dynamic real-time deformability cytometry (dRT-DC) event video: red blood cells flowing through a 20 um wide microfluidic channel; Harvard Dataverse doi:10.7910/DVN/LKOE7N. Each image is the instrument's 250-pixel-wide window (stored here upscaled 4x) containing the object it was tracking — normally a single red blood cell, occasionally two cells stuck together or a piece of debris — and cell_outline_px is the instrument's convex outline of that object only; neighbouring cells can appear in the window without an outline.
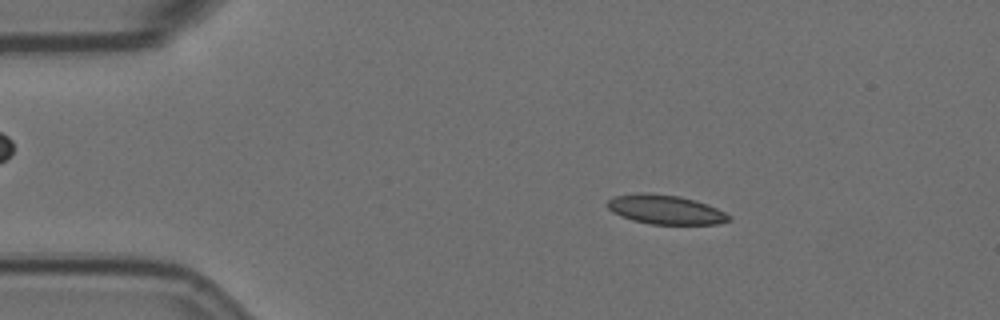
{"species": "Egyptian fruit bat (a non-hibernating species)", "species_latin": "Rousettus aegyptiacus", "temperature_condition": "room temperature", "stored_images_in_passage": 31, "camera_frame_rate_fps": 3000, "um_per_image_px": 0.085, "animal": {"sex": "female"}, "frame": {"image": 1, "passage_image": 9, "time_ms": 2.667, "image_size_px": [1000, 320], "cell_outline_px": [[732, 220], [716, 224], [652, 224], [632, 220], [620, 216], [612, 212], [604, 204], [612, 196], [636, 192], [648, 192], [680, 196], [696, 200], [708, 204], [732, 216]], "centroid_in_image_um": [56.52, 17.8], "position_along_channel_um": 28.5, "area_um2": 21.1}}
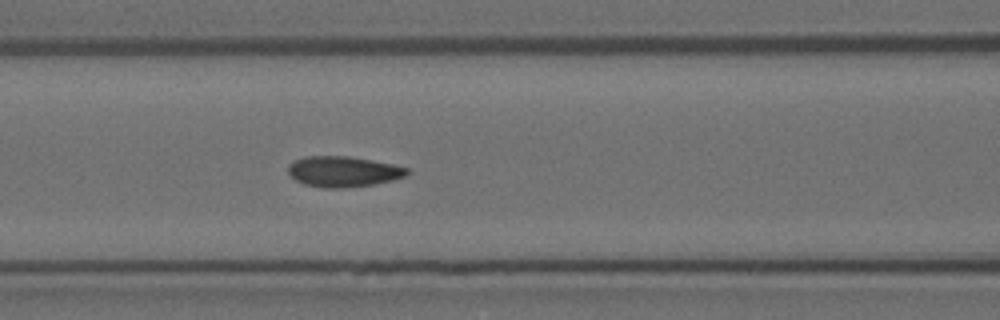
{"frame": {"image": 2, "passage_image": 23, "time_ms": 7.333, "image_size_px": [1000, 320], "cell_outline_px": [[408, 176], [392, 180], [372, 184], [340, 188], [324, 188], [304, 184], [296, 180], [288, 172], [288, 164], [304, 156], [348, 156], [372, 160], [392, 164], [408, 168]], "centroid_in_image_um": [29.17, 14.58], "position_along_channel_um": 137.4, "area_um2": 21.1}}
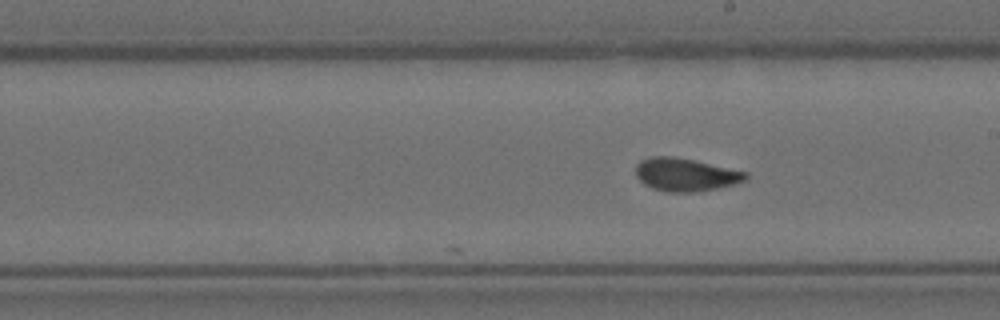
{"frame": {"image": 3, "passage_image": 31, "time_ms": 10.0, "image_size_px": [1000, 320], "cell_outline_px": [[748, 180], [736, 184], [696, 192], [664, 192], [652, 188], [644, 184], [636, 176], [636, 164], [640, 160], [652, 156], [672, 156], [692, 160], [748, 172]], "centroid_in_image_um": [58.27, 14.85], "position_along_channel_um": 230.7, "area_um2": 21.21}}